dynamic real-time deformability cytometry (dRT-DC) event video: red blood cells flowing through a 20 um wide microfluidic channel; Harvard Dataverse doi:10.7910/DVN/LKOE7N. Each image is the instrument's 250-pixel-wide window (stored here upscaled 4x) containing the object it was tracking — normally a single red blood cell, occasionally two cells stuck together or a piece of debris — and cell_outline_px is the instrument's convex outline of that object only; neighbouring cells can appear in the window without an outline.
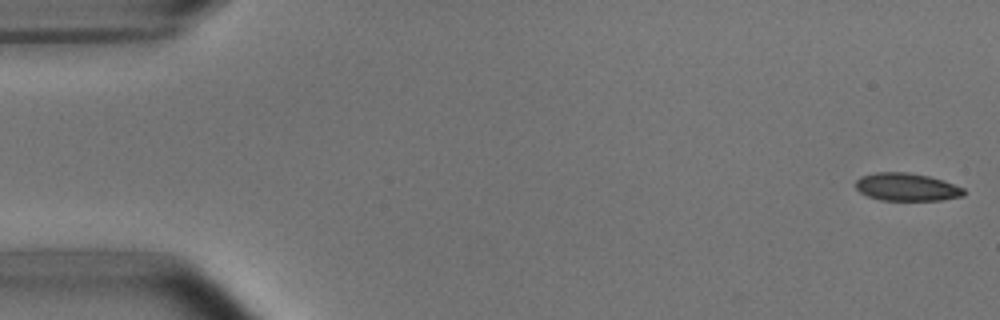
{"species": "common noctule bat (a hibernating species)", "species_latin": "Nyctalus noctula", "temperature_condition": "room temperature", "stored_images_in_passage": 52, "camera_frame_rate_fps": 3000, "um_per_image_px": 0.085, "animal": {"sex": "male", "body_mass_g": 15.6}, "frame": {"image": 1, "passage_image": 1, "time_ms": 0.0, "image_size_px": [1000, 320], "cell_outline_px": [[964, 196], [944, 200], [880, 200], [868, 196], [860, 192], [856, 188], [856, 180], [860, 176], [876, 172], [908, 172], [928, 176], [944, 180], [964, 188]], "centroid_in_image_um": [77.08, 15.89], "position_along_channel_um": 7.9, "area_um2": 17.63}}
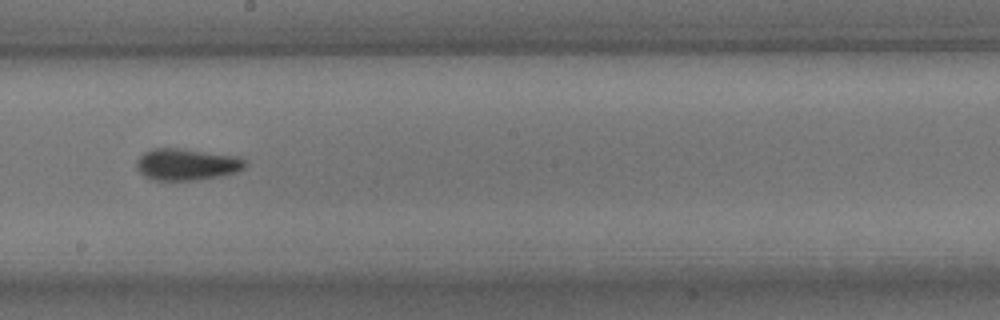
{"frame": {"image": 2, "passage_image": 29, "time_ms": 9.333, "image_size_px": [1000, 320], "cell_outline_px": [[248, 164], [244, 168], [236, 172], [224, 176], [200, 180], [152, 180], [144, 176], [136, 168], [136, 160], [144, 152], [152, 148], [176, 148], [240, 156], [248, 160]], "centroid_in_image_um": [15.91, 13.98], "position_along_channel_um": 232.3, "area_um2": 20.46}}
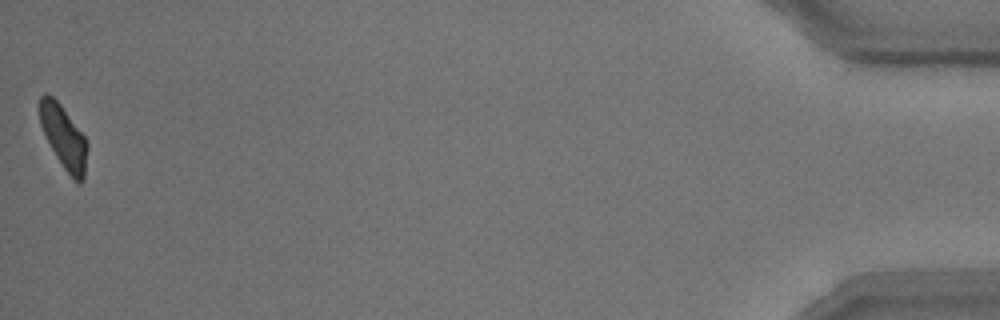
{"frame": {"image": 3, "passage_image": 52, "time_ms": 17.0, "image_size_px": [1000, 320], "cell_outline_px": [[88, 148], [84, 180], [80, 184], [76, 184], [72, 180], [56, 156], [40, 124], [40, 96], [44, 92], [48, 92], [60, 104], [84, 136], [88, 144]], "centroid_in_image_um": [5.44, 11.7], "position_along_channel_um": 429.8, "area_um2": 17.46}, "authors_computed_cell_mechanics": {"area_um2": 18.6983, "velocity_mm_per_s": 3.8063, "shape_relaxation_time_tau1_ms": 4.4464, "shape_relaxation_time_tau2_ms": 1.6509, "deformation_change_tau1": 0.1417, "deformation_change_tau2": 0.0557}}